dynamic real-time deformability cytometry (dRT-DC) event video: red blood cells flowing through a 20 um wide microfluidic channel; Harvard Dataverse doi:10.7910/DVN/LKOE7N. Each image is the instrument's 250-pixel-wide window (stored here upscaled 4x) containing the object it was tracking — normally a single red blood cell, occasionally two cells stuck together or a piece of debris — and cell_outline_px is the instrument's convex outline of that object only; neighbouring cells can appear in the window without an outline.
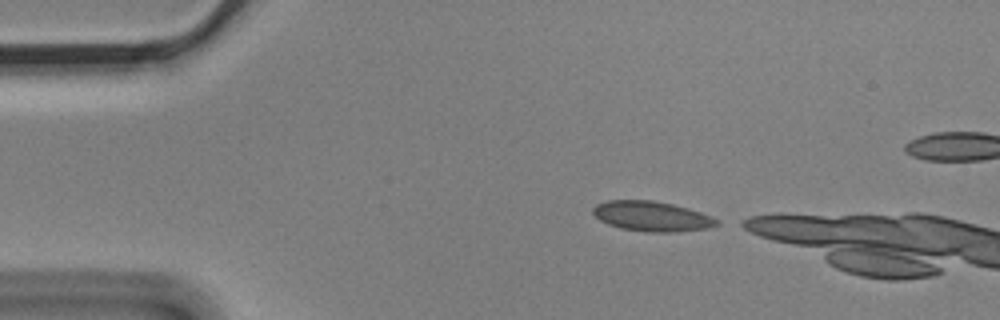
{"species": "Egyptian fruit bat (a non-hibernating species)", "species_latin": "Rousettus aegyptiacus", "temperature_condition": "cold", "stored_images_in_passage": 3, "camera_frame_rate_fps": 3000, "um_per_image_px": 0.085, "animal": {"sex": "male"}, "frame": {"image": 1, "passage_image": 1, "time_ms": 0.0, "image_size_px": [1000, 320], "cell_outline_px": [[720, 224], [708, 228], [672, 232], [648, 232], [620, 228], [608, 224], [600, 220], [592, 212], [592, 208], [596, 204], [608, 200], [652, 200], [672, 204], [688, 208], [700, 212], [720, 220]], "centroid_in_image_um": [55.4, 18.38], "position_along_channel_um": 29.6, "area_um2": 21.62}}